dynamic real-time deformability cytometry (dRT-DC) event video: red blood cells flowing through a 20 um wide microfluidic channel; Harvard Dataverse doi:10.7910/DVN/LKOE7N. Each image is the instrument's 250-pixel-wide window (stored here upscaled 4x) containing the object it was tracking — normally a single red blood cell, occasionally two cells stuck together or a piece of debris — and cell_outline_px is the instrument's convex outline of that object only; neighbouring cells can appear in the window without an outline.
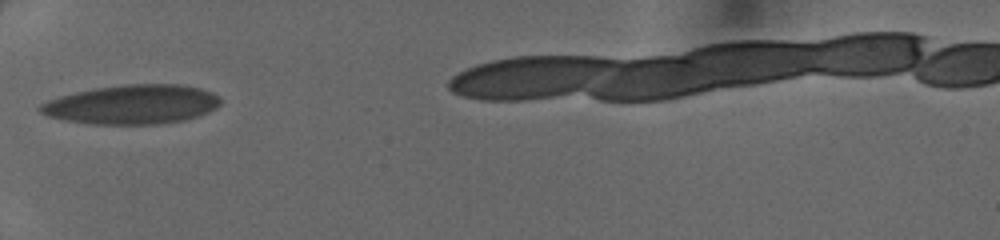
{"species": "human", "species_latin": "Homo sapiens", "temperature_condition": "cold", "stored_images_in_passage": 20, "camera_frame_rate_fps": 3000, "um_per_image_px": 0.085, "donor": {"sex": "female"}, "frame": {"image": 1, "passage_image": 1, "time_ms": 0.0, "image_size_px": [1000, 240], "cell_outline_px": [[220, 104], [216, 108], [196, 116], [184, 120], [160, 124], [92, 124], [64, 120], [48, 116], [40, 112], [36, 108], [40, 104], [48, 100], [60, 96], [76, 92], [96, 88], [128, 84], [180, 84], [200, 88], [212, 92], [220, 96]], "centroid_in_image_um": [11.22, 8.88], "position_along_channel_um": 73.8, "area_um2": 41.21}}
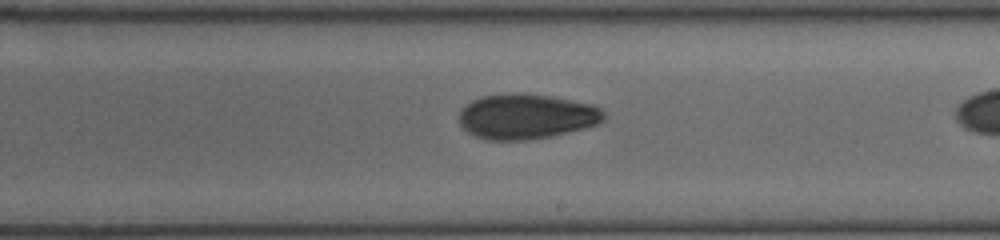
{"frame": {"image": 2, "passage_image": 10, "time_ms": 3.0, "image_size_px": [1000, 240], "cell_outline_px": [[608, 116], [604, 120], [596, 124], [584, 128], [552, 136], [524, 140], [484, 140], [468, 132], [460, 124], [460, 112], [472, 100], [484, 96], [512, 92], [548, 96], [572, 100], [592, 104], [600, 108]], "centroid_in_image_um": [44.76, 9.9], "position_along_channel_um": 244.2, "area_um2": 37.92}}
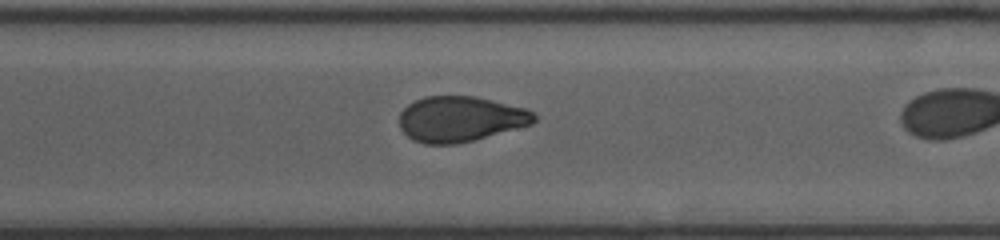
{"frame": {"image": 3, "passage_image": 16, "time_ms": 5.0, "image_size_px": [1000, 240], "cell_outline_px": [[536, 120], [532, 124], [472, 140], [456, 144], [424, 144], [412, 140], [400, 128], [400, 112], [408, 104], [424, 96], [476, 96], [528, 108], [536, 116]], "centroid_in_image_um": [39.13, 10.1], "position_along_channel_um": 331.5, "area_um2": 35.72}}